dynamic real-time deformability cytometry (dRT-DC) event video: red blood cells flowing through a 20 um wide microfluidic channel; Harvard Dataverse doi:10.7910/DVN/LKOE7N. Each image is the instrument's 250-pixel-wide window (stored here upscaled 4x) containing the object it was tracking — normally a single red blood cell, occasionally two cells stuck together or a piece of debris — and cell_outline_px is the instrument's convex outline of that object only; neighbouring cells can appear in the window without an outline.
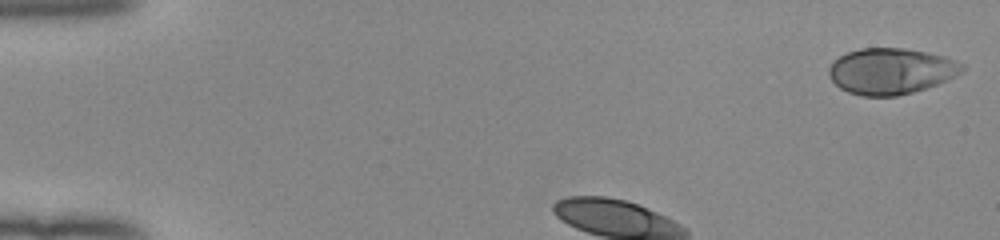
{"species": "human", "species_latin": "Homo sapiens", "temperature_condition": "room temperature", "stored_images_in_passage": 35, "camera_frame_rate_fps": 3000, "um_per_image_px": 0.085, "donor": {"sex": "female"}, "frame": {"image": 1, "passage_image": 1, "time_ms": 0.0, "image_size_px": [1000, 240], "cell_outline_px": [[964, 68], [956, 76], [948, 80], [912, 92], [896, 96], [860, 96], [848, 92], [840, 88], [828, 76], [828, 68], [840, 56], [848, 52], [860, 48], [904, 48], [944, 56], [956, 60], [964, 64]], "centroid_in_image_um": [75.72, 6.05], "position_along_channel_um": 9.3, "area_um2": 35.6}}
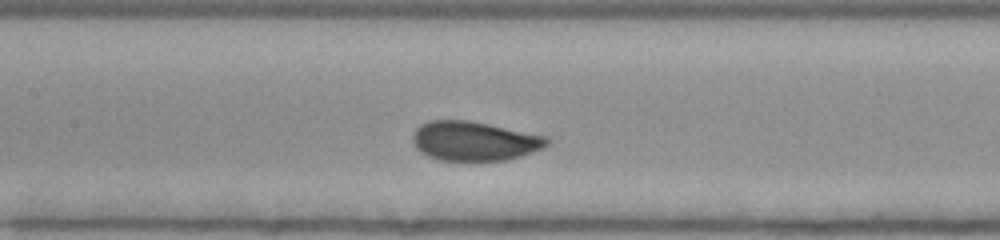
{"frame": {"image": 2, "passage_image": 16, "time_ms": 5.0, "image_size_px": [1000, 240], "cell_outline_px": [[552, 140], [544, 148], [520, 156], [504, 160], [440, 160], [428, 156], [420, 152], [416, 148], [412, 140], [412, 136], [416, 128], [420, 124], [428, 120], [468, 120], [548, 136]], "centroid_in_image_um": [40.32, 11.98], "position_along_channel_um": 167.1, "area_um2": 30.87}}
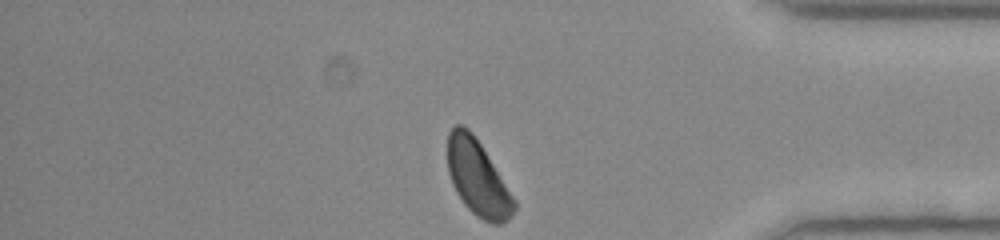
{"frame": {"image": 3, "passage_image": 35, "time_ms": 11.333, "image_size_px": [1000, 240], "cell_outline_px": [[516, 208], [512, 216], [508, 220], [500, 224], [492, 224], [476, 216], [464, 204], [456, 192], [452, 184], [448, 172], [448, 132], [456, 124], [464, 124], [472, 132], [480, 144], [516, 200]], "centroid_in_image_um": [40.6, 15.14], "position_along_channel_um": 394.6, "area_um2": 29.19}, "authors_computed_cell_mechanics": {"area_um2": 30.8652, "velocity_mm_per_s": 3.9319, "shape_relaxation_time_tau1_ms": null, "shape_relaxation_time_tau2_ms": 0.465, "deformation_change_tau1": null, "deformation_change_tau2": 0.0456}}